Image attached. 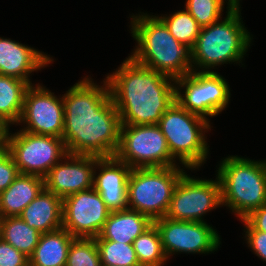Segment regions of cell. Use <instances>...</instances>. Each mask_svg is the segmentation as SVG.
I'll return each instance as SVG.
<instances>
[{"instance_id": "24", "label": "cell", "mask_w": 266, "mask_h": 266, "mask_svg": "<svg viewBox=\"0 0 266 266\" xmlns=\"http://www.w3.org/2000/svg\"><path fill=\"white\" fill-rule=\"evenodd\" d=\"M140 266H163L167 258L162 248L159 230L153 223L133 241Z\"/></svg>"}, {"instance_id": "29", "label": "cell", "mask_w": 266, "mask_h": 266, "mask_svg": "<svg viewBox=\"0 0 266 266\" xmlns=\"http://www.w3.org/2000/svg\"><path fill=\"white\" fill-rule=\"evenodd\" d=\"M15 161L7 148L0 152V192L6 190L19 175Z\"/></svg>"}, {"instance_id": "5", "label": "cell", "mask_w": 266, "mask_h": 266, "mask_svg": "<svg viewBox=\"0 0 266 266\" xmlns=\"http://www.w3.org/2000/svg\"><path fill=\"white\" fill-rule=\"evenodd\" d=\"M222 206H227L241 220L266 204V166L239 156L223 159L217 170Z\"/></svg>"}, {"instance_id": "4", "label": "cell", "mask_w": 266, "mask_h": 266, "mask_svg": "<svg viewBox=\"0 0 266 266\" xmlns=\"http://www.w3.org/2000/svg\"><path fill=\"white\" fill-rule=\"evenodd\" d=\"M227 1L224 20L220 19L209 26L201 27L192 48L193 71L211 72V68L230 62L242 64V58L253 38L242 24L240 5L236 4L235 0Z\"/></svg>"}, {"instance_id": "34", "label": "cell", "mask_w": 266, "mask_h": 266, "mask_svg": "<svg viewBox=\"0 0 266 266\" xmlns=\"http://www.w3.org/2000/svg\"><path fill=\"white\" fill-rule=\"evenodd\" d=\"M236 1V4H239L240 5V0H235Z\"/></svg>"}, {"instance_id": "1", "label": "cell", "mask_w": 266, "mask_h": 266, "mask_svg": "<svg viewBox=\"0 0 266 266\" xmlns=\"http://www.w3.org/2000/svg\"><path fill=\"white\" fill-rule=\"evenodd\" d=\"M86 77L63 95L62 139L68 154L113 157L119 147L120 116L107 79L100 86Z\"/></svg>"}, {"instance_id": "6", "label": "cell", "mask_w": 266, "mask_h": 266, "mask_svg": "<svg viewBox=\"0 0 266 266\" xmlns=\"http://www.w3.org/2000/svg\"><path fill=\"white\" fill-rule=\"evenodd\" d=\"M169 147L171 156L188 169H199L208 158L209 146L205 132L210 121L190 113L176 100L164 112L157 124Z\"/></svg>"}, {"instance_id": "32", "label": "cell", "mask_w": 266, "mask_h": 266, "mask_svg": "<svg viewBox=\"0 0 266 266\" xmlns=\"http://www.w3.org/2000/svg\"><path fill=\"white\" fill-rule=\"evenodd\" d=\"M244 230H259L266 232V204L250 212L244 219Z\"/></svg>"}, {"instance_id": "17", "label": "cell", "mask_w": 266, "mask_h": 266, "mask_svg": "<svg viewBox=\"0 0 266 266\" xmlns=\"http://www.w3.org/2000/svg\"><path fill=\"white\" fill-rule=\"evenodd\" d=\"M52 61V57L37 49L0 37V75L16 77L32 85L30 74Z\"/></svg>"}, {"instance_id": "20", "label": "cell", "mask_w": 266, "mask_h": 266, "mask_svg": "<svg viewBox=\"0 0 266 266\" xmlns=\"http://www.w3.org/2000/svg\"><path fill=\"white\" fill-rule=\"evenodd\" d=\"M43 188L44 178L20 173L6 190L0 192L1 218L20 216Z\"/></svg>"}, {"instance_id": "2", "label": "cell", "mask_w": 266, "mask_h": 266, "mask_svg": "<svg viewBox=\"0 0 266 266\" xmlns=\"http://www.w3.org/2000/svg\"><path fill=\"white\" fill-rule=\"evenodd\" d=\"M106 79L122 125L158 124L175 101V80L130 56Z\"/></svg>"}, {"instance_id": "14", "label": "cell", "mask_w": 266, "mask_h": 266, "mask_svg": "<svg viewBox=\"0 0 266 266\" xmlns=\"http://www.w3.org/2000/svg\"><path fill=\"white\" fill-rule=\"evenodd\" d=\"M110 210L92 187L62 200V228L73 237H98Z\"/></svg>"}, {"instance_id": "27", "label": "cell", "mask_w": 266, "mask_h": 266, "mask_svg": "<svg viewBox=\"0 0 266 266\" xmlns=\"http://www.w3.org/2000/svg\"><path fill=\"white\" fill-rule=\"evenodd\" d=\"M65 266H102L95 238L75 237Z\"/></svg>"}, {"instance_id": "26", "label": "cell", "mask_w": 266, "mask_h": 266, "mask_svg": "<svg viewBox=\"0 0 266 266\" xmlns=\"http://www.w3.org/2000/svg\"><path fill=\"white\" fill-rule=\"evenodd\" d=\"M102 266H140L132 243L96 240Z\"/></svg>"}, {"instance_id": "21", "label": "cell", "mask_w": 266, "mask_h": 266, "mask_svg": "<svg viewBox=\"0 0 266 266\" xmlns=\"http://www.w3.org/2000/svg\"><path fill=\"white\" fill-rule=\"evenodd\" d=\"M73 237L66 229L43 233L29 257V266H65Z\"/></svg>"}, {"instance_id": "9", "label": "cell", "mask_w": 266, "mask_h": 266, "mask_svg": "<svg viewBox=\"0 0 266 266\" xmlns=\"http://www.w3.org/2000/svg\"><path fill=\"white\" fill-rule=\"evenodd\" d=\"M175 88V100L190 113L206 120L225 110L231 97L229 84L214 71H192L175 79Z\"/></svg>"}, {"instance_id": "18", "label": "cell", "mask_w": 266, "mask_h": 266, "mask_svg": "<svg viewBox=\"0 0 266 266\" xmlns=\"http://www.w3.org/2000/svg\"><path fill=\"white\" fill-rule=\"evenodd\" d=\"M20 217L41 234L62 228V199L43 188Z\"/></svg>"}, {"instance_id": "28", "label": "cell", "mask_w": 266, "mask_h": 266, "mask_svg": "<svg viewBox=\"0 0 266 266\" xmlns=\"http://www.w3.org/2000/svg\"><path fill=\"white\" fill-rule=\"evenodd\" d=\"M226 1V0H225ZM224 0H186L185 9L201 26L219 21L224 11Z\"/></svg>"}, {"instance_id": "8", "label": "cell", "mask_w": 266, "mask_h": 266, "mask_svg": "<svg viewBox=\"0 0 266 266\" xmlns=\"http://www.w3.org/2000/svg\"><path fill=\"white\" fill-rule=\"evenodd\" d=\"M115 157L131 168L179 166L157 124L121 125Z\"/></svg>"}, {"instance_id": "15", "label": "cell", "mask_w": 266, "mask_h": 266, "mask_svg": "<svg viewBox=\"0 0 266 266\" xmlns=\"http://www.w3.org/2000/svg\"><path fill=\"white\" fill-rule=\"evenodd\" d=\"M95 166L96 156L67 154L44 177V188L62 200L88 190L93 187Z\"/></svg>"}, {"instance_id": "11", "label": "cell", "mask_w": 266, "mask_h": 266, "mask_svg": "<svg viewBox=\"0 0 266 266\" xmlns=\"http://www.w3.org/2000/svg\"><path fill=\"white\" fill-rule=\"evenodd\" d=\"M220 205L221 185L218 177L216 180L197 179L185 171L176 184L165 217L175 221L204 222L202 217Z\"/></svg>"}, {"instance_id": "7", "label": "cell", "mask_w": 266, "mask_h": 266, "mask_svg": "<svg viewBox=\"0 0 266 266\" xmlns=\"http://www.w3.org/2000/svg\"><path fill=\"white\" fill-rule=\"evenodd\" d=\"M174 167L132 168L128 178V209L152 221L165 217L173 191L184 169Z\"/></svg>"}, {"instance_id": "13", "label": "cell", "mask_w": 266, "mask_h": 266, "mask_svg": "<svg viewBox=\"0 0 266 266\" xmlns=\"http://www.w3.org/2000/svg\"><path fill=\"white\" fill-rule=\"evenodd\" d=\"M30 85L24 95L23 110L18 124L28 133L62 138L64 130V104L61 98L40 84Z\"/></svg>"}, {"instance_id": "22", "label": "cell", "mask_w": 266, "mask_h": 266, "mask_svg": "<svg viewBox=\"0 0 266 266\" xmlns=\"http://www.w3.org/2000/svg\"><path fill=\"white\" fill-rule=\"evenodd\" d=\"M30 85L16 77L0 75V121L8 128L18 124L24 103V95Z\"/></svg>"}, {"instance_id": "25", "label": "cell", "mask_w": 266, "mask_h": 266, "mask_svg": "<svg viewBox=\"0 0 266 266\" xmlns=\"http://www.w3.org/2000/svg\"><path fill=\"white\" fill-rule=\"evenodd\" d=\"M166 25L171 35L182 44H187L194 47L197 37L200 33L201 26L184 9L169 16H158Z\"/></svg>"}, {"instance_id": "12", "label": "cell", "mask_w": 266, "mask_h": 266, "mask_svg": "<svg viewBox=\"0 0 266 266\" xmlns=\"http://www.w3.org/2000/svg\"><path fill=\"white\" fill-rule=\"evenodd\" d=\"M159 230L162 248L168 259L176 253L208 254L218 250L220 236L209 224L193 221H175L162 217L153 221Z\"/></svg>"}, {"instance_id": "16", "label": "cell", "mask_w": 266, "mask_h": 266, "mask_svg": "<svg viewBox=\"0 0 266 266\" xmlns=\"http://www.w3.org/2000/svg\"><path fill=\"white\" fill-rule=\"evenodd\" d=\"M96 169H99L98 175ZM132 168L113 157H97L93 188L111 211L128 209V178Z\"/></svg>"}, {"instance_id": "30", "label": "cell", "mask_w": 266, "mask_h": 266, "mask_svg": "<svg viewBox=\"0 0 266 266\" xmlns=\"http://www.w3.org/2000/svg\"><path fill=\"white\" fill-rule=\"evenodd\" d=\"M0 266H29V257L0 237Z\"/></svg>"}, {"instance_id": "31", "label": "cell", "mask_w": 266, "mask_h": 266, "mask_svg": "<svg viewBox=\"0 0 266 266\" xmlns=\"http://www.w3.org/2000/svg\"><path fill=\"white\" fill-rule=\"evenodd\" d=\"M248 246L254 254L266 261V232L259 230H244Z\"/></svg>"}, {"instance_id": "33", "label": "cell", "mask_w": 266, "mask_h": 266, "mask_svg": "<svg viewBox=\"0 0 266 266\" xmlns=\"http://www.w3.org/2000/svg\"><path fill=\"white\" fill-rule=\"evenodd\" d=\"M8 127L0 121V152L6 148V135Z\"/></svg>"}, {"instance_id": "10", "label": "cell", "mask_w": 266, "mask_h": 266, "mask_svg": "<svg viewBox=\"0 0 266 266\" xmlns=\"http://www.w3.org/2000/svg\"><path fill=\"white\" fill-rule=\"evenodd\" d=\"M6 148L19 173L44 178L50 169L68 154L62 138L20 130L6 135Z\"/></svg>"}, {"instance_id": "19", "label": "cell", "mask_w": 266, "mask_h": 266, "mask_svg": "<svg viewBox=\"0 0 266 266\" xmlns=\"http://www.w3.org/2000/svg\"><path fill=\"white\" fill-rule=\"evenodd\" d=\"M153 221L138 211L125 209L110 212L100 234L95 240H109L125 244L133 241L148 229Z\"/></svg>"}, {"instance_id": "23", "label": "cell", "mask_w": 266, "mask_h": 266, "mask_svg": "<svg viewBox=\"0 0 266 266\" xmlns=\"http://www.w3.org/2000/svg\"><path fill=\"white\" fill-rule=\"evenodd\" d=\"M40 236L41 233L30 228L20 216L1 218L0 237L27 257L33 254Z\"/></svg>"}, {"instance_id": "3", "label": "cell", "mask_w": 266, "mask_h": 266, "mask_svg": "<svg viewBox=\"0 0 266 266\" xmlns=\"http://www.w3.org/2000/svg\"><path fill=\"white\" fill-rule=\"evenodd\" d=\"M131 34L137 46L130 57L149 69L174 80L193 71V50L177 41L164 22L154 15H132Z\"/></svg>"}]
</instances>
